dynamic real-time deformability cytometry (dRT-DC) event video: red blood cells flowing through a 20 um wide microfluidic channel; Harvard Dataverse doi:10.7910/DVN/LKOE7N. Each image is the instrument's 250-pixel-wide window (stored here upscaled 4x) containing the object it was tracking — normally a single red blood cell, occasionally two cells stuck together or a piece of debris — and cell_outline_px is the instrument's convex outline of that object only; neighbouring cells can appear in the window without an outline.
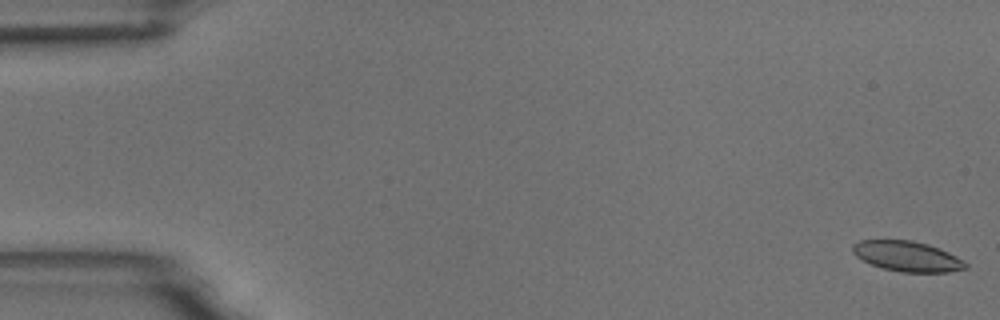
{"species": "common noctule bat (a hibernating species)", "species_latin": "Nyctalus noctula", "temperature_condition": "room temperature", "stored_images_in_passage": 8, "camera_frame_rate_fps": 3000, "um_per_image_px": 0.085, "animal": {"sex": "male", "body_mass_g": 18.8}, "frame": {"image": 1, "passage_image": 1, "time_ms": 0.0, "image_size_px": [1000, 320], "cell_outline_px": [[968, 268], [948, 272], [900, 272], [880, 268], [856, 256], [852, 252], [852, 244], [860, 240], [912, 240], [928, 244], [940, 248], [964, 260], [968, 264]], "centroid_in_image_um": [77.13, 21.78], "position_along_channel_um": 7.9, "area_um2": 20.06}}
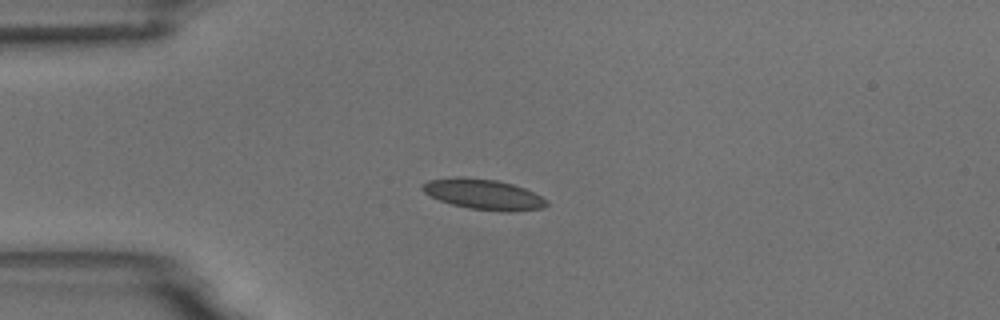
{"frame": {"image": 2, "passage_image": 4, "time_ms": 4.333, "image_size_px": [1000, 320], "cell_outline_px": [[548, 204], [544, 208], [508, 212], [500, 212], [468, 208], [452, 204], [440, 200], [424, 192], [420, 188], [420, 184], [428, 180], [452, 176], [464, 176], [496, 180], [512, 184], [524, 188], [548, 200]], "centroid_in_image_um": [41.06, 16.51], "position_along_channel_um": 43.9, "area_um2": 22.25}}